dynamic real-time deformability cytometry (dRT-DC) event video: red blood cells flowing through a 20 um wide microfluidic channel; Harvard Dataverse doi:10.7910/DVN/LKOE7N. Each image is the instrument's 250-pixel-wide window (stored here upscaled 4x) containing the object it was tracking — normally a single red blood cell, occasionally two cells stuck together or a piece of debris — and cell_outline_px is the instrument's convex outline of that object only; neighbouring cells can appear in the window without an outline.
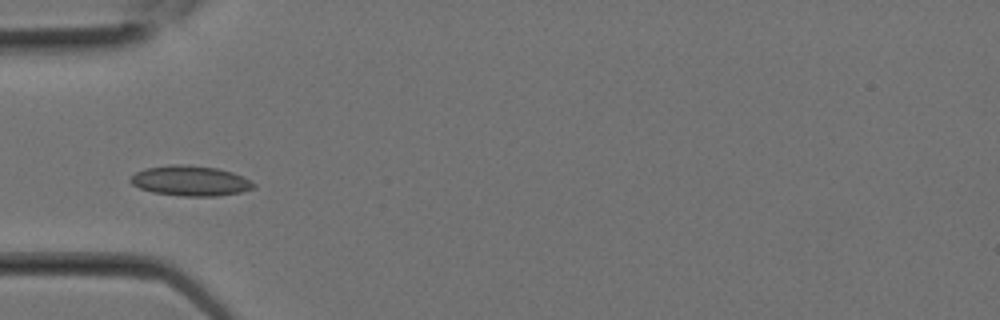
{"species": "Egyptian fruit bat (a non-hibernating species)", "species_latin": "Rousettus aegyptiacus", "temperature_condition": "room temperature", "stored_images_in_passage": 2, "camera_frame_rate_fps": 3000, "um_per_image_px": 0.085, "animal": {"sex": "female"}, "frame": {"image": 1, "passage_image": 2, "time_ms": 0.333, "image_size_px": [1000, 320], "cell_outline_px": [[256, 188], [240, 192], [216, 196], [180, 196], [152, 192], [140, 188], [132, 184], [128, 180], [136, 172], [144, 168], [172, 164], [184, 164], [216, 168], [232, 172], [256, 184]], "centroid_in_image_um": [16.15, 15.37], "position_along_channel_um": 68.8, "area_um2": 21.62}}